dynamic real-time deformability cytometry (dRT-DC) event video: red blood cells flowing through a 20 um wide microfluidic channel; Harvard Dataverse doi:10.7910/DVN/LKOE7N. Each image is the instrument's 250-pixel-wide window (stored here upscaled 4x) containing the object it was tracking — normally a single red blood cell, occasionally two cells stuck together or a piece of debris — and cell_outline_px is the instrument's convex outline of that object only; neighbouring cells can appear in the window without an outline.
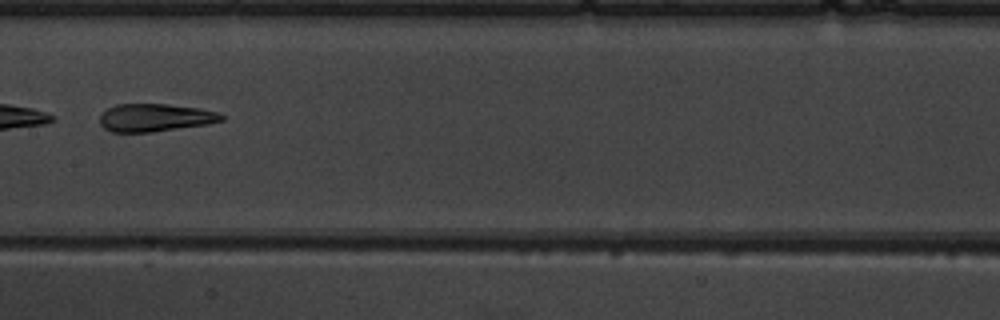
{"species": "common noctule bat (a hibernating species)", "species_latin": "Nyctalus noctula", "temperature_condition": "warm", "stored_images_in_passage": 6, "camera_frame_rate_fps": 3000, "um_per_image_px": 0.085, "animal": {"sex": "male", "body_mass_g": 19.5, "forearm_length_mm": 54.6}, "frame": {"image": 1, "passage_image": 6, "time_ms": 5.667, "image_size_px": [1000, 320], "cell_outline_px": [[224, 120], [208, 124], [152, 132], [112, 132], [104, 128], [100, 124], [100, 116], [108, 108], [116, 104], [168, 104], [200, 108], [216, 112], [224, 116]], "centroid_in_image_um": [13.18, 10.0], "position_along_channel_um": 194.2, "area_um2": 19.71}}